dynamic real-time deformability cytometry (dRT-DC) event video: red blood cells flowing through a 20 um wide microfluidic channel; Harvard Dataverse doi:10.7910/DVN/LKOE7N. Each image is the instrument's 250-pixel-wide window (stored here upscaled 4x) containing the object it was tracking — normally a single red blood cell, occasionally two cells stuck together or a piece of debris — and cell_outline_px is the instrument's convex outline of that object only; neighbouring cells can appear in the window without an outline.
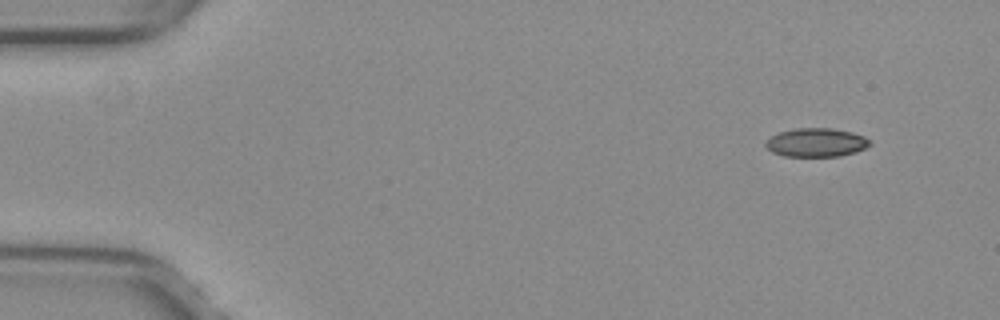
{"species": "common noctule bat (a hibernating species)", "species_latin": "Nyctalus noctula", "temperature_condition": "warm", "stored_images_in_passage": 42, "camera_frame_rate_fps": 3000, "um_per_image_px": 0.085, "animal": {"sex": "female", "body_mass_g": 29.2, "forearm_length_mm": 56.3}, "frame": {"image": 1, "passage_image": 1, "time_ms": 0.0, "image_size_px": [1000, 320], "cell_outline_px": [[872, 144], [856, 152], [840, 156], [784, 156], [772, 152], [764, 144], [764, 140], [780, 132], [796, 128], [832, 128], [852, 132], [864, 136]], "centroid_in_image_um": [69.37, 12.11], "position_along_channel_um": 15.6, "area_um2": 17.4}}
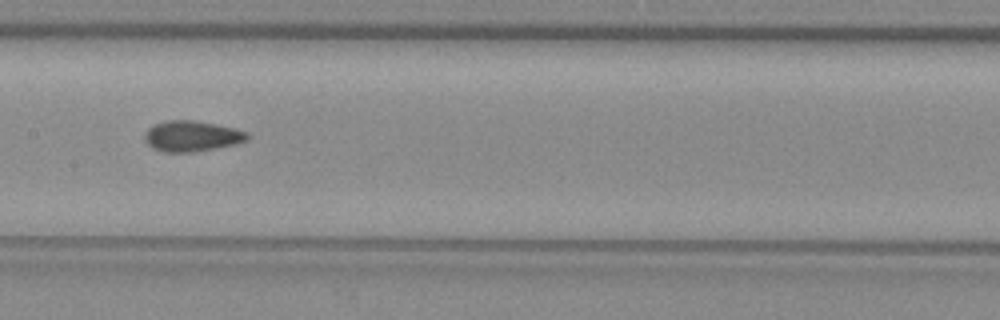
{"frame": {"image": 2, "passage_image": 23, "time_ms": 7.333, "image_size_px": [1000, 320], "cell_outline_px": [[248, 140], [236, 144], [192, 152], [160, 152], [152, 148], [144, 140], [144, 132], [152, 124], [164, 120], [196, 120], [236, 128], [244, 132], [248, 136]], "centroid_in_image_um": [16.24, 11.56], "position_along_channel_um": 191.2, "area_um2": 18.55}}
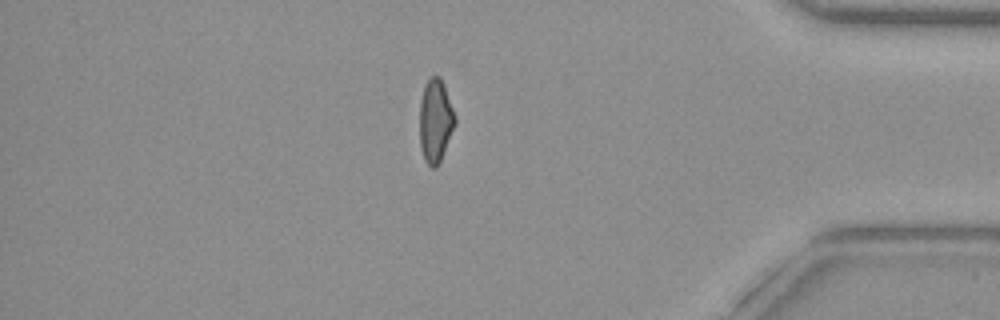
{"frame": {"image": 3, "passage_image": 41, "time_ms": 13.333, "image_size_px": [1000, 320], "cell_outline_px": [[456, 124], [440, 160], [436, 168], [432, 168], [424, 160], [420, 148], [420, 100], [424, 88], [428, 80], [432, 76], [440, 76], [444, 84], [456, 120]], "centroid_in_image_um": [37.0, 10.28], "position_along_channel_um": 398.2, "area_um2": 16.99}}